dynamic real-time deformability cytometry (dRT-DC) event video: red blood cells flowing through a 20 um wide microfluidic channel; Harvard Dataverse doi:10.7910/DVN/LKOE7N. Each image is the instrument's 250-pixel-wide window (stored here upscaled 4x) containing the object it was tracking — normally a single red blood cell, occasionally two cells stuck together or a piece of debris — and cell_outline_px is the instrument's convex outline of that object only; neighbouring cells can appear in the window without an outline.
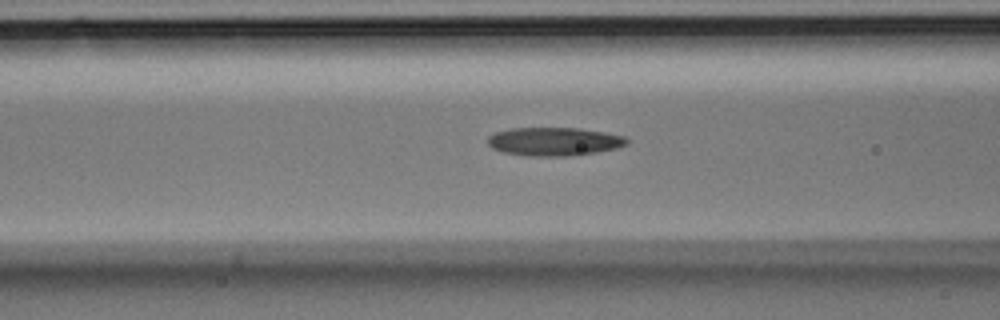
{"species": "Egyptian fruit bat (a non-hibernating species)", "species_latin": "Rousettus aegyptiacus", "temperature_condition": "room temperature", "stored_images_in_passage": 6, "camera_frame_rate_fps": 3000, "um_per_image_px": 0.085, "animal": {"sex": "male"}, "frame": {"image": 1, "passage_image": 4, "time_ms": 1.0, "image_size_px": [1000, 320], "cell_outline_px": [[628, 144], [616, 148], [596, 152], [564, 156], [528, 156], [504, 152], [492, 148], [488, 144], [488, 136], [496, 132], [508, 128], [580, 128], [604, 132], [624, 136], [628, 140]], "centroid_in_image_um": [47.09, 12.02], "position_along_channel_um": 119.5, "area_um2": 22.95}}